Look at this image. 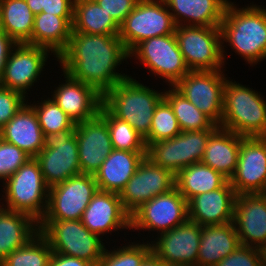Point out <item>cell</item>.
Returning <instances> with one entry per match:
<instances>
[{
    "label": "cell",
    "instance_id": "6da1fadb",
    "mask_svg": "<svg viewBox=\"0 0 266 266\" xmlns=\"http://www.w3.org/2000/svg\"><path fill=\"white\" fill-rule=\"evenodd\" d=\"M129 59L119 35L72 32L66 49L57 57L63 72L95 88L102 96L129 75L116 72Z\"/></svg>",
    "mask_w": 266,
    "mask_h": 266
},
{
    "label": "cell",
    "instance_id": "7a4b0ae2",
    "mask_svg": "<svg viewBox=\"0 0 266 266\" xmlns=\"http://www.w3.org/2000/svg\"><path fill=\"white\" fill-rule=\"evenodd\" d=\"M228 3L220 23L222 55L225 61L224 42L250 66L266 59V8L257 4L237 8Z\"/></svg>",
    "mask_w": 266,
    "mask_h": 266
},
{
    "label": "cell",
    "instance_id": "3957f363",
    "mask_svg": "<svg viewBox=\"0 0 266 266\" xmlns=\"http://www.w3.org/2000/svg\"><path fill=\"white\" fill-rule=\"evenodd\" d=\"M163 98L164 91L158 92L129 76L103 95V106L145 139L150 132L155 107Z\"/></svg>",
    "mask_w": 266,
    "mask_h": 266
},
{
    "label": "cell",
    "instance_id": "277c9868",
    "mask_svg": "<svg viewBox=\"0 0 266 266\" xmlns=\"http://www.w3.org/2000/svg\"><path fill=\"white\" fill-rule=\"evenodd\" d=\"M226 79L220 128L244 137L266 136V100L253 88ZM263 96V97H262Z\"/></svg>",
    "mask_w": 266,
    "mask_h": 266
},
{
    "label": "cell",
    "instance_id": "5b68a950",
    "mask_svg": "<svg viewBox=\"0 0 266 266\" xmlns=\"http://www.w3.org/2000/svg\"><path fill=\"white\" fill-rule=\"evenodd\" d=\"M2 198L8 210L22 212L40 222L48 207L49 187L46 185L38 161L30 158L4 183Z\"/></svg>",
    "mask_w": 266,
    "mask_h": 266
},
{
    "label": "cell",
    "instance_id": "8992f818",
    "mask_svg": "<svg viewBox=\"0 0 266 266\" xmlns=\"http://www.w3.org/2000/svg\"><path fill=\"white\" fill-rule=\"evenodd\" d=\"M39 231L53 252L77 257L98 266L106 249L99 235L89 231L79 220H41Z\"/></svg>",
    "mask_w": 266,
    "mask_h": 266
},
{
    "label": "cell",
    "instance_id": "52a82bcc",
    "mask_svg": "<svg viewBox=\"0 0 266 266\" xmlns=\"http://www.w3.org/2000/svg\"><path fill=\"white\" fill-rule=\"evenodd\" d=\"M174 34L190 71L223 70L225 63L219 27L182 25L176 26Z\"/></svg>",
    "mask_w": 266,
    "mask_h": 266
},
{
    "label": "cell",
    "instance_id": "ba28073f",
    "mask_svg": "<svg viewBox=\"0 0 266 266\" xmlns=\"http://www.w3.org/2000/svg\"><path fill=\"white\" fill-rule=\"evenodd\" d=\"M176 24L164 0H139L120 25L119 38L129 53L140 42L174 34Z\"/></svg>",
    "mask_w": 266,
    "mask_h": 266
},
{
    "label": "cell",
    "instance_id": "9c48e42d",
    "mask_svg": "<svg viewBox=\"0 0 266 266\" xmlns=\"http://www.w3.org/2000/svg\"><path fill=\"white\" fill-rule=\"evenodd\" d=\"M75 126L54 134H44L43 149L35 157L50 188L81 174Z\"/></svg>",
    "mask_w": 266,
    "mask_h": 266
},
{
    "label": "cell",
    "instance_id": "30bf717a",
    "mask_svg": "<svg viewBox=\"0 0 266 266\" xmlns=\"http://www.w3.org/2000/svg\"><path fill=\"white\" fill-rule=\"evenodd\" d=\"M216 130L181 131L174 138L151 143L146 157L176 175L183 168L201 162L208 139Z\"/></svg>",
    "mask_w": 266,
    "mask_h": 266
},
{
    "label": "cell",
    "instance_id": "8fae6325",
    "mask_svg": "<svg viewBox=\"0 0 266 266\" xmlns=\"http://www.w3.org/2000/svg\"><path fill=\"white\" fill-rule=\"evenodd\" d=\"M140 64L153 75L160 76L167 85L175 86L190 70L185 64L175 34L146 39L137 44L130 52Z\"/></svg>",
    "mask_w": 266,
    "mask_h": 266
},
{
    "label": "cell",
    "instance_id": "7c38bea8",
    "mask_svg": "<svg viewBox=\"0 0 266 266\" xmlns=\"http://www.w3.org/2000/svg\"><path fill=\"white\" fill-rule=\"evenodd\" d=\"M98 191L94 175L78 174L49 188L48 207L41 220H79Z\"/></svg>",
    "mask_w": 266,
    "mask_h": 266
},
{
    "label": "cell",
    "instance_id": "4fadbf2b",
    "mask_svg": "<svg viewBox=\"0 0 266 266\" xmlns=\"http://www.w3.org/2000/svg\"><path fill=\"white\" fill-rule=\"evenodd\" d=\"M188 202L176 187L155 196L131 215V229L156 231L174 229L188 221Z\"/></svg>",
    "mask_w": 266,
    "mask_h": 266
},
{
    "label": "cell",
    "instance_id": "5bb4252c",
    "mask_svg": "<svg viewBox=\"0 0 266 266\" xmlns=\"http://www.w3.org/2000/svg\"><path fill=\"white\" fill-rule=\"evenodd\" d=\"M224 71H189L174 86L218 126L222 121L224 85L227 79Z\"/></svg>",
    "mask_w": 266,
    "mask_h": 266
},
{
    "label": "cell",
    "instance_id": "9a60e30c",
    "mask_svg": "<svg viewBox=\"0 0 266 266\" xmlns=\"http://www.w3.org/2000/svg\"><path fill=\"white\" fill-rule=\"evenodd\" d=\"M174 187L175 175L145 156L119 196L125 210L132 215L144 203Z\"/></svg>",
    "mask_w": 266,
    "mask_h": 266
},
{
    "label": "cell",
    "instance_id": "2e32d148",
    "mask_svg": "<svg viewBox=\"0 0 266 266\" xmlns=\"http://www.w3.org/2000/svg\"><path fill=\"white\" fill-rule=\"evenodd\" d=\"M49 53L50 50L43 47L27 43L16 44L7 59L0 85L17 91L27 98V91L40 80Z\"/></svg>",
    "mask_w": 266,
    "mask_h": 266
},
{
    "label": "cell",
    "instance_id": "e0dca14e",
    "mask_svg": "<svg viewBox=\"0 0 266 266\" xmlns=\"http://www.w3.org/2000/svg\"><path fill=\"white\" fill-rule=\"evenodd\" d=\"M229 182L236 194L266 193V136L243 137Z\"/></svg>",
    "mask_w": 266,
    "mask_h": 266
},
{
    "label": "cell",
    "instance_id": "ac0fdd59",
    "mask_svg": "<svg viewBox=\"0 0 266 266\" xmlns=\"http://www.w3.org/2000/svg\"><path fill=\"white\" fill-rule=\"evenodd\" d=\"M200 239L201 226L188 220L158 234L150 244L152 252L168 266H197Z\"/></svg>",
    "mask_w": 266,
    "mask_h": 266
},
{
    "label": "cell",
    "instance_id": "d6986e66",
    "mask_svg": "<svg viewBox=\"0 0 266 266\" xmlns=\"http://www.w3.org/2000/svg\"><path fill=\"white\" fill-rule=\"evenodd\" d=\"M233 223L241 245L266 251V193L237 194Z\"/></svg>",
    "mask_w": 266,
    "mask_h": 266
},
{
    "label": "cell",
    "instance_id": "ffe728a7",
    "mask_svg": "<svg viewBox=\"0 0 266 266\" xmlns=\"http://www.w3.org/2000/svg\"><path fill=\"white\" fill-rule=\"evenodd\" d=\"M75 129L81 173L94 175L113 150L107 122L98 114Z\"/></svg>",
    "mask_w": 266,
    "mask_h": 266
},
{
    "label": "cell",
    "instance_id": "44dd1931",
    "mask_svg": "<svg viewBox=\"0 0 266 266\" xmlns=\"http://www.w3.org/2000/svg\"><path fill=\"white\" fill-rule=\"evenodd\" d=\"M82 224L92 233L131 229V215L123 207L118 193L98 190L83 212ZM105 233V234H104Z\"/></svg>",
    "mask_w": 266,
    "mask_h": 266
},
{
    "label": "cell",
    "instance_id": "7402d4cb",
    "mask_svg": "<svg viewBox=\"0 0 266 266\" xmlns=\"http://www.w3.org/2000/svg\"><path fill=\"white\" fill-rule=\"evenodd\" d=\"M64 83L52 92V99L75 124L97 116L103 105V96L92 86L71 78L63 72Z\"/></svg>",
    "mask_w": 266,
    "mask_h": 266
},
{
    "label": "cell",
    "instance_id": "603a6c76",
    "mask_svg": "<svg viewBox=\"0 0 266 266\" xmlns=\"http://www.w3.org/2000/svg\"><path fill=\"white\" fill-rule=\"evenodd\" d=\"M236 192L229 180L214 191L194 196L188 201V219L200 226L233 222Z\"/></svg>",
    "mask_w": 266,
    "mask_h": 266
},
{
    "label": "cell",
    "instance_id": "cb8c5ba5",
    "mask_svg": "<svg viewBox=\"0 0 266 266\" xmlns=\"http://www.w3.org/2000/svg\"><path fill=\"white\" fill-rule=\"evenodd\" d=\"M0 138L16 145L32 158L43 149L44 135L34 109L27 102L0 129Z\"/></svg>",
    "mask_w": 266,
    "mask_h": 266
},
{
    "label": "cell",
    "instance_id": "d4e9b609",
    "mask_svg": "<svg viewBox=\"0 0 266 266\" xmlns=\"http://www.w3.org/2000/svg\"><path fill=\"white\" fill-rule=\"evenodd\" d=\"M146 154L113 149L94 174L98 190L120 194Z\"/></svg>",
    "mask_w": 266,
    "mask_h": 266
},
{
    "label": "cell",
    "instance_id": "484cf974",
    "mask_svg": "<svg viewBox=\"0 0 266 266\" xmlns=\"http://www.w3.org/2000/svg\"><path fill=\"white\" fill-rule=\"evenodd\" d=\"M176 26L219 27L229 0H164ZM186 21V22H185Z\"/></svg>",
    "mask_w": 266,
    "mask_h": 266
},
{
    "label": "cell",
    "instance_id": "4316f807",
    "mask_svg": "<svg viewBox=\"0 0 266 266\" xmlns=\"http://www.w3.org/2000/svg\"><path fill=\"white\" fill-rule=\"evenodd\" d=\"M240 245L233 222L223 225L201 226L197 266H216Z\"/></svg>",
    "mask_w": 266,
    "mask_h": 266
},
{
    "label": "cell",
    "instance_id": "83f0119b",
    "mask_svg": "<svg viewBox=\"0 0 266 266\" xmlns=\"http://www.w3.org/2000/svg\"><path fill=\"white\" fill-rule=\"evenodd\" d=\"M243 137L219 127L209 137L201 163L210 166L230 180L237 167Z\"/></svg>",
    "mask_w": 266,
    "mask_h": 266
},
{
    "label": "cell",
    "instance_id": "f1b7e54d",
    "mask_svg": "<svg viewBox=\"0 0 266 266\" xmlns=\"http://www.w3.org/2000/svg\"><path fill=\"white\" fill-rule=\"evenodd\" d=\"M73 16L35 15L31 45L46 48L57 57L66 49L72 33Z\"/></svg>",
    "mask_w": 266,
    "mask_h": 266
},
{
    "label": "cell",
    "instance_id": "f546056e",
    "mask_svg": "<svg viewBox=\"0 0 266 266\" xmlns=\"http://www.w3.org/2000/svg\"><path fill=\"white\" fill-rule=\"evenodd\" d=\"M39 232V222L26 213L0 206V262Z\"/></svg>",
    "mask_w": 266,
    "mask_h": 266
},
{
    "label": "cell",
    "instance_id": "4dcf8cb0",
    "mask_svg": "<svg viewBox=\"0 0 266 266\" xmlns=\"http://www.w3.org/2000/svg\"><path fill=\"white\" fill-rule=\"evenodd\" d=\"M228 179L201 162L189 165L175 175V187L188 202L194 196L221 188Z\"/></svg>",
    "mask_w": 266,
    "mask_h": 266
},
{
    "label": "cell",
    "instance_id": "1f68e13d",
    "mask_svg": "<svg viewBox=\"0 0 266 266\" xmlns=\"http://www.w3.org/2000/svg\"><path fill=\"white\" fill-rule=\"evenodd\" d=\"M120 26L95 0H74L72 32L119 35Z\"/></svg>",
    "mask_w": 266,
    "mask_h": 266
},
{
    "label": "cell",
    "instance_id": "d6a6232c",
    "mask_svg": "<svg viewBox=\"0 0 266 266\" xmlns=\"http://www.w3.org/2000/svg\"><path fill=\"white\" fill-rule=\"evenodd\" d=\"M34 19L25 0H0V29L16 44L31 45Z\"/></svg>",
    "mask_w": 266,
    "mask_h": 266
},
{
    "label": "cell",
    "instance_id": "836d02e7",
    "mask_svg": "<svg viewBox=\"0 0 266 266\" xmlns=\"http://www.w3.org/2000/svg\"><path fill=\"white\" fill-rule=\"evenodd\" d=\"M164 99L172 107L181 131H201L219 128L174 86H171V88L169 86L168 90H164Z\"/></svg>",
    "mask_w": 266,
    "mask_h": 266
},
{
    "label": "cell",
    "instance_id": "e575fe53",
    "mask_svg": "<svg viewBox=\"0 0 266 266\" xmlns=\"http://www.w3.org/2000/svg\"><path fill=\"white\" fill-rule=\"evenodd\" d=\"M52 252L48 240L39 231L26 244L10 253L0 266H48Z\"/></svg>",
    "mask_w": 266,
    "mask_h": 266
},
{
    "label": "cell",
    "instance_id": "d590c367",
    "mask_svg": "<svg viewBox=\"0 0 266 266\" xmlns=\"http://www.w3.org/2000/svg\"><path fill=\"white\" fill-rule=\"evenodd\" d=\"M99 115L107 122L113 149L147 152L144 138L127 122L113 116L103 105Z\"/></svg>",
    "mask_w": 266,
    "mask_h": 266
},
{
    "label": "cell",
    "instance_id": "8d00e7d4",
    "mask_svg": "<svg viewBox=\"0 0 266 266\" xmlns=\"http://www.w3.org/2000/svg\"><path fill=\"white\" fill-rule=\"evenodd\" d=\"M30 106L34 109L43 135L71 130L76 124L50 97Z\"/></svg>",
    "mask_w": 266,
    "mask_h": 266
},
{
    "label": "cell",
    "instance_id": "74e56055",
    "mask_svg": "<svg viewBox=\"0 0 266 266\" xmlns=\"http://www.w3.org/2000/svg\"><path fill=\"white\" fill-rule=\"evenodd\" d=\"M181 133L170 104L163 98L155 107L149 135L144 139L148 147L159 140L171 139Z\"/></svg>",
    "mask_w": 266,
    "mask_h": 266
},
{
    "label": "cell",
    "instance_id": "f35d334b",
    "mask_svg": "<svg viewBox=\"0 0 266 266\" xmlns=\"http://www.w3.org/2000/svg\"><path fill=\"white\" fill-rule=\"evenodd\" d=\"M146 242V244L143 242L140 244V241L139 243L131 242L113 250L105 249L98 266H141L152 252L150 242Z\"/></svg>",
    "mask_w": 266,
    "mask_h": 266
},
{
    "label": "cell",
    "instance_id": "ab89813d",
    "mask_svg": "<svg viewBox=\"0 0 266 266\" xmlns=\"http://www.w3.org/2000/svg\"><path fill=\"white\" fill-rule=\"evenodd\" d=\"M30 158L32 157L16 145L0 139V180L4 183Z\"/></svg>",
    "mask_w": 266,
    "mask_h": 266
},
{
    "label": "cell",
    "instance_id": "60d3db41",
    "mask_svg": "<svg viewBox=\"0 0 266 266\" xmlns=\"http://www.w3.org/2000/svg\"><path fill=\"white\" fill-rule=\"evenodd\" d=\"M265 263L266 251L256 247L240 245L216 266H265Z\"/></svg>",
    "mask_w": 266,
    "mask_h": 266
},
{
    "label": "cell",
    "instance_id": "b9f144b4",
    "mask_svg": "<svg viewBox=\"0 0 266 266\" xmlns=\"http://www.w3.org/2000/svg\"><path fill=\"white\" fill-rule=\"evenodd\" d=\"M27 99L21 93L0 85V129L15 116Z\"/></svg>",
    "mask_w": 266,
    "mask_h": 266
},
{
    "label": "cell",
    "instance_id": "7bdbcfd3",
    "mask_svg": "<svg viewBox=\"0 0 266 266\" xmlns=\"http://www.w3.org/2000/svg\"><path fill=\"white\" fill-rule=\"evenodd\" d=\"M120 26L139 0H95Z\"/></svg>",
    "mask_w": 266,
    "mask_h": 266
},
{
    "label": "cell",
    "instance_id": "ee69618b",
    "mask_svg": "<svg viewBox=\"0 0 266 266\" xmlns=\"http://www.w3.org/2000/svg\"><path fill=\"white\" fill-rule=\"evenodd\" d=\"M74 0H45L42 12L55 16H73Z\"/></svg>",
    "mask_w": 266,
    "mask_h": 266
},
{
    "label": "cell",
    "instance_id": "f6af8a7d",
    "mask_svg": "<svg viewBox=\"0 0 266 266\" xmlns=\"http://www.w3.org/2000/svg\"><path fill=\"white\" fill-rule=\"evenodd\" d=\"M48 266H94L88 261L52 252Z\"/></svg>",
    "mask_w": 266,
    "mask_h": 266
},
{
    "label": "cell",
    "instance_id": "bcb514c9",
    "mask_svg": "<svg viewBox=\"0 0 266 266\" xmlns=\"http://www.w3.org/2000/svg\"><path fill=\"white\" fill-rule=\"evenodd\" d=\"M15 45L16 43L0 29V78L3 75L9 54Z\"/></svg>",
    "mask_w": 266,
    "mask_h": 266
},
{
    "label": "cell",
    "instance_id": "7dc6e473",
    "mask_svg": "<svg viewBox=\"0 0 266 266\" xmlns=\"http://www.w3.org/2000/svg\"><path fill=\"white\" fill-rule=\"evenodd\" d=\"M141 266H168L159 257H157L153 252H151L143 261Z\"/></svg>",
    "mask_w": 266,
    "mask_h": 266
},
{
    "label": "cell",
    "instance_id": "c3c4849f",
    "mask_svg": "<svg viewBox=\"0 0 266 266\" xmlns=\"http://www.w3.org/2000/svg\"><path fill=\"white\" fill-rule=\"evenodd\" d=\"M30 10L36 15L42 12L45 0H25Z\"/></svg>",
    "mask_w": 266,
    "mask_h": 266
}]
</instances>
